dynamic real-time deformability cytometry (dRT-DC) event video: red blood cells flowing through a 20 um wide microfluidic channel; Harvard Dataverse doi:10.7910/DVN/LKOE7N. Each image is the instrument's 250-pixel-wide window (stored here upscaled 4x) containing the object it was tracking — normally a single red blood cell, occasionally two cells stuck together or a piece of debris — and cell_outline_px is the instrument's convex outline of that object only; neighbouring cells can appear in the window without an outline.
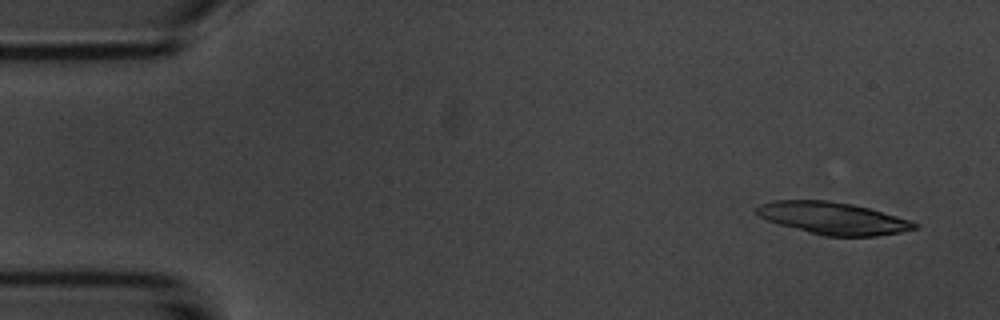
{"species": "common noctule bat (a hibernating species)", "species_latin": "Nyctalus noctula", "temperature_condition": "room temperature", "stored_images_in_passage": 35, "camera_frame_rate_fps": 3000, "um_per_image_px": 0.085, "animal": {"sex": "male", "body_mass_g": 20.1, "forearm_length_mm": 53.5}, "frame": {"image": 1, "passage_image": 1, "time_ms": 0.0, "image_size_px": [1000, 320], "cell_outline_px": [[920, 228], [900, 232], [876, 236], [824, 236], [808, 232], [780, 224], [768, 220], [760, 216], [756, 212], [756, 208], [760, 204], [776, 200], [828, 200], [852, 204], [868, 208], [896, 216], [920, 224]], "centroid_in_image_um": [70.83, 18.55], "position_along_channel_um": 14.2, "area_um2": 29.36}}
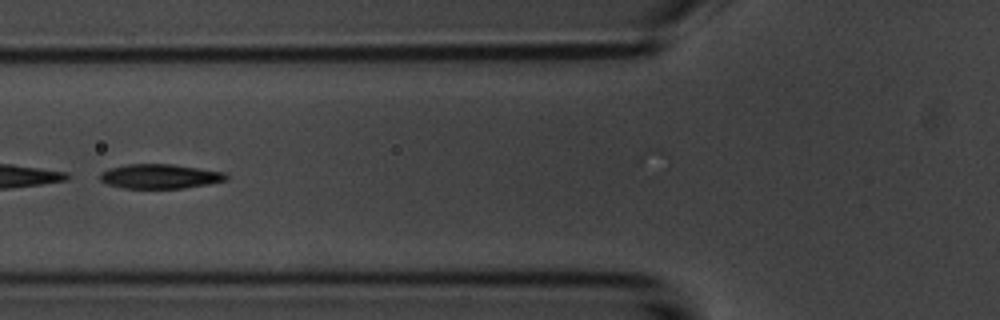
{"frame": {"image": 2, "passage_image": 18, "time_ms": 5.667, "image_size_px": [1000, 320], "cell_outline_px": [[228, 180], [208, 184], [184, 188], [124, 188], [108, 184], [100, 180], [100, 172], [108, 168], [128, 164], [172, 164], [228, 172]], "centroid_in_image_um": [13.63, 14.98], "position_along_channel_um": 112.2, "area_um2": 18.15}}
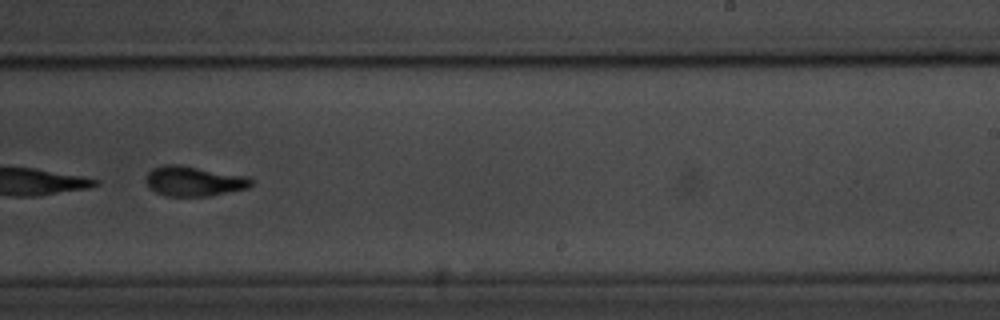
{"frame": {"image": 3, "passage_image": 31, "time_ms": 10.0, "image_size_px": [1000, 320], "cell_outline_px": [[252, 184], [248, 188], [208, 196], [164, 196], [148, 188], [144, 180], [148, 172], [152, 168], [164, 164], [180, 164], [248, 176], [252, 180]], "centroid_in_image_um": [16.44, 15.39], "position_along_channel_um": 272.6, "area_um2": 18.67}}